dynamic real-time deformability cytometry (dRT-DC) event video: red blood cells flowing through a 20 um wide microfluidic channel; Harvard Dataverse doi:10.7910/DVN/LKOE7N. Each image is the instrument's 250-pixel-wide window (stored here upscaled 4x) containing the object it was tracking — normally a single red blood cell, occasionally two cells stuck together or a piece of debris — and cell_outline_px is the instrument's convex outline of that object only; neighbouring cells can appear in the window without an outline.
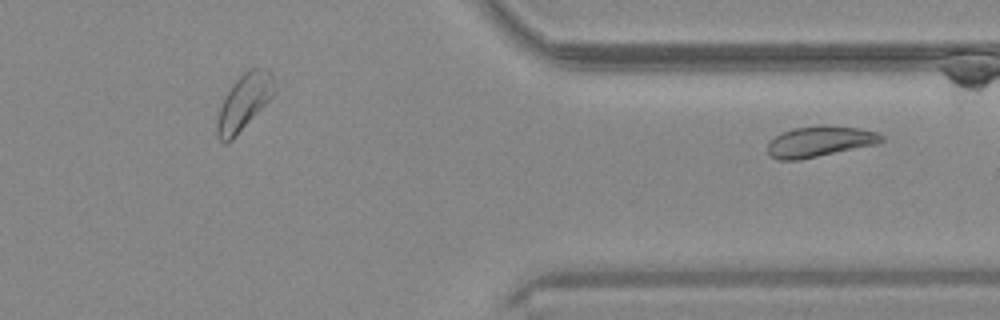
{"species": "common noctule bat (a hibernating species)", "species_latin": "Nyctalus noctula", "temperature_condition": "warm", "stored_images_in_passage": 30, "segment_of_instrument_passage": [2, 2], "camera_frame_rate_fps": 3000, "um_per_image_px": 0.085, "animal": {"sex": "male", "body_mass_g": 20.4}, "frame": {"image": 1, "passage_image": 30, "time_ms": 9.667, "image_size_px": [1000, 320], "cell_outline_px": [[884, 140], [876, 144], [800, 160], [776, 160], [768, 152], [768, 144], [780, 132], [792, 128], [824, 124], [860, 128], [880, 132], [884, 136]], "centroid_in_image_um": [69.71, 12.01], "position_along_channel_um": 341.7, "area_um2": 20.63}}